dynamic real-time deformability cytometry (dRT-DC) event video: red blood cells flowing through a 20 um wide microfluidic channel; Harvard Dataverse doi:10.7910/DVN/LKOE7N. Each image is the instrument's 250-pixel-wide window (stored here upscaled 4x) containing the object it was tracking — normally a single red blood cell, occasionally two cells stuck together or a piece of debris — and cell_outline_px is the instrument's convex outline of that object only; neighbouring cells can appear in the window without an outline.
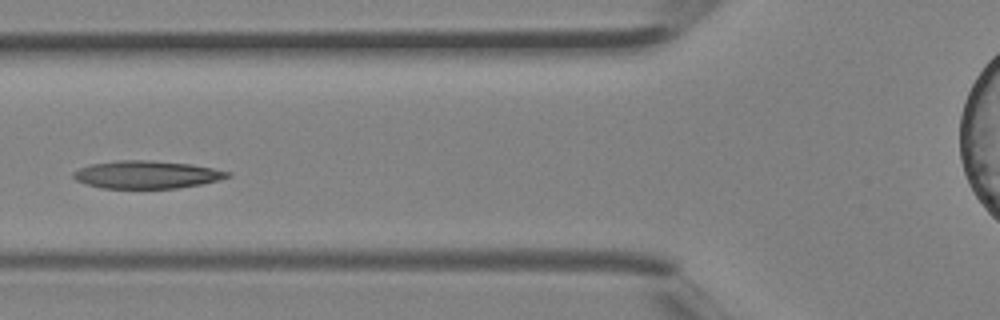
{"species": "Egyptian fruit bat (a non-hibernating species)", "species_latin": "Rousettus aegyptiacus", "temperature_condition": "room temperature", "stored_images_in_passage": 3, "camera_frame_rate_fps": 3000, "um_per_image_px": 0.085, "animal": {"sex": "female"}, "frame": {"image": 1, "passage_image": 3, "time_ms": 0.667, "image_size_px": [1000, 320], "cell_outline_px": [[232, 176], [200, 184], [176, 188], [100, 188], [76, 180], [72, 176], [72, 172], [80, 168], [92, 164], [116, 160], [148, 160], [192, 164], [232, 172]], "centroid_in_image_um": [12.46, 14.83], "position_along_channel_um": 113.3, "area_um2": 24.8}}